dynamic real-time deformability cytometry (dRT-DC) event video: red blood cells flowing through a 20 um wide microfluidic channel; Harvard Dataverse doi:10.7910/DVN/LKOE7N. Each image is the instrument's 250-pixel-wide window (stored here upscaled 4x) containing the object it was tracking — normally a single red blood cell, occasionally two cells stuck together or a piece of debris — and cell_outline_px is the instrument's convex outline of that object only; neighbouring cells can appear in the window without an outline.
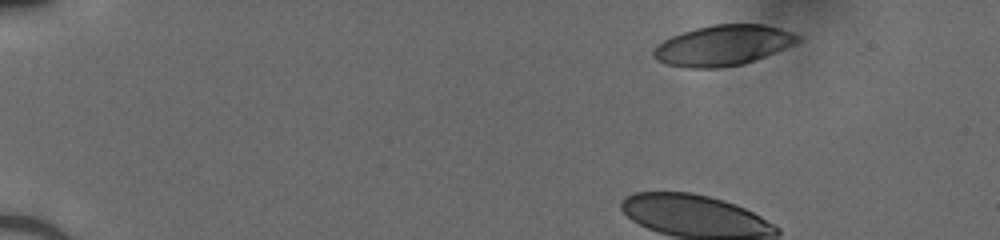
{"species": "human", "species_latin": "Homo sapiens", "temperature_condition": "cold", "stored_images_in_passage": 44, "camera_frame_rate_fps": 3000, "um_per_image_px": 0.085, "donor": {"sex": "male"}, "frame": {"image": 1, "passage_image": 1, "time_ms": 0.0, "image_size_px": [1000, 240], "cell_outline_px": [[800, 40], [792, 44], [764, 56], [744, 64], [720, 68], [688, 68], [668, 64], [656, 60], [652, 56], [652, 48], [656, 44], [672, 36], [696, 28], [716, 24], [764, 24], [800, 36]], "centroid_in_image_um": [61.37, 3.87], "position_along_channel_um": 23.6, "area_um2": 33.58}}